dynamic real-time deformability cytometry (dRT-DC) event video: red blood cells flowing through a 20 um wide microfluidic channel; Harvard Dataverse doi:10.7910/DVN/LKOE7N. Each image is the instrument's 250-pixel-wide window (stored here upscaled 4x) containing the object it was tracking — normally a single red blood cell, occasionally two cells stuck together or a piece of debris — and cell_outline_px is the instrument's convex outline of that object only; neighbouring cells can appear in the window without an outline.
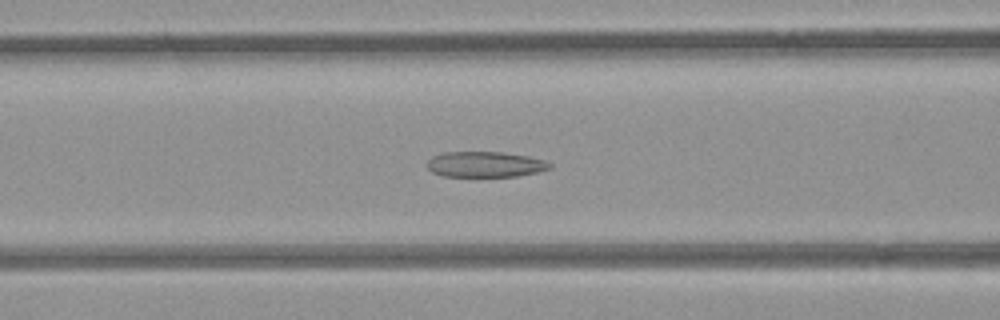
{"species": "common noctule bat (a hibernating species)", "species_latin": "Nyctalus noctula", "temperature_condition": "room temperature", "stored_images_in_passage": 54, "camera_frame_rate_fps": 3000, "um_per_image_px": 0.085, "animal": {"sex": "female", "body_mass_g": 21.9}, "frame": {"image": 1, "passage_image": 21, "time_ms": 6.667, "image_size_px": [1000, 320], "cell_outline_px": [[552, 168], [536, 172], [516, 176], [444, 176], [432, 172], [428, 168], [428, 160], [432, 156], [444, 152], [500, 152], [528, 156], [544, 160], [552, 164]], "centroid_in_image_um": [41.24, 13.96], "position_along_channel_um": 125.4, "area_um2": 18.15}}
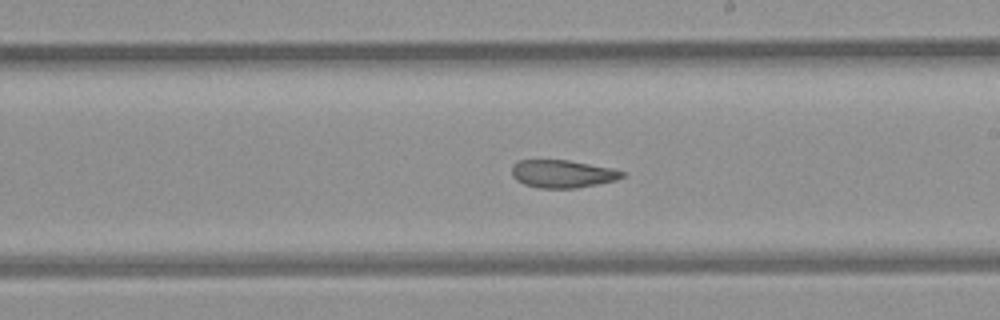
{"frame": {"image": 2, "passage_image": 30, "time_ms": 9.667, "image_size_px": [1000, 320], "cell_outline_px": [[624, 176], [616, 180], [576, 188], [540, 188], [524, 184], [516, 180], [512, 176], [512, 164], [520, 160], [568, 160], [608, 168], [624, 172]], "centroid_in_image_um": [47.75, 14.78], "position_along_channel_um": 241.2, "area_um2": 17.63}}
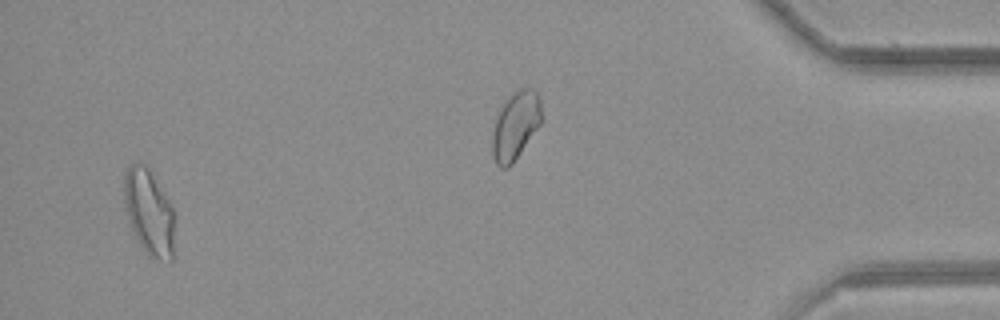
{"frame": {"image": 3, "passage_image": 51, "time_ms": 16.667, "image_size_px": [1000, 320], "cell_outline_px": [[172, 260], [152, 260], [144, 252], [132, 228], [128, 216], [124, 200], [124, 176], [128, 164], [144, 164], [148, 168], [168, 200], [172, 208]], "centroid_in_image_um": [12.63, 18.05], "position_along_channel_um": 422.6, "area_um2": 24.45}}